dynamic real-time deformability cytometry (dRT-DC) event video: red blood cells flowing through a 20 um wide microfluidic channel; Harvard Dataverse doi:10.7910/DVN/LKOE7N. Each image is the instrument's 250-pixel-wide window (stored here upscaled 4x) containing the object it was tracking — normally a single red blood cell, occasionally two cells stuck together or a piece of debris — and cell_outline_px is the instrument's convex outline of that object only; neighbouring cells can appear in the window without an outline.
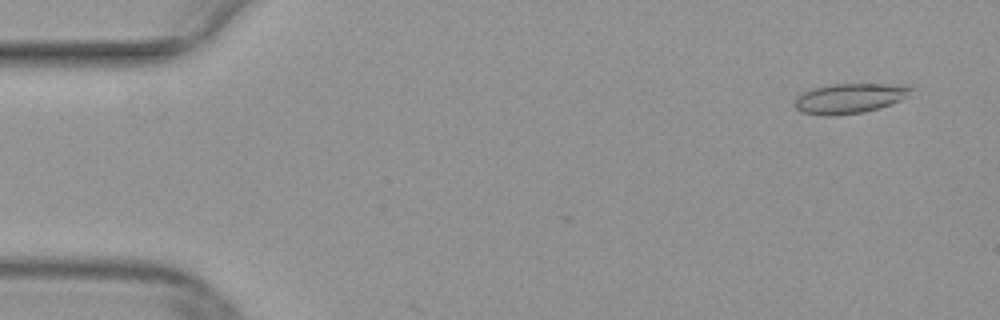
{"species": "common noctule bat (a hibernating species)", "species_latin": "Nyctalus noctula", "temperature_condition": "warm", "stored_images_in_passage": 5, "camera_frame_rate_fps": 3000, "um_per_image_px": 0.085, "animal": {"sex": "female", "body_mass_g": 29.2, "forearm_length_mm": 56.3}, "frame": {"image": 1, "passage_image": 3, "time_ms": 0.667, "image_size_px": [1000, 320], "cell_outline_px": [[912, 96], [880, 108], [864, 112], [832, 116], [824, 116], [800, 112], [792, 104], [796, 96], [804, 92], [816, 88], [832, 84], [908, 84], [912, 88]], "centroid_in_image_um": [72.25, 8.36], "position_along_channel_um": 12.7, "area_um2": 20.69}}